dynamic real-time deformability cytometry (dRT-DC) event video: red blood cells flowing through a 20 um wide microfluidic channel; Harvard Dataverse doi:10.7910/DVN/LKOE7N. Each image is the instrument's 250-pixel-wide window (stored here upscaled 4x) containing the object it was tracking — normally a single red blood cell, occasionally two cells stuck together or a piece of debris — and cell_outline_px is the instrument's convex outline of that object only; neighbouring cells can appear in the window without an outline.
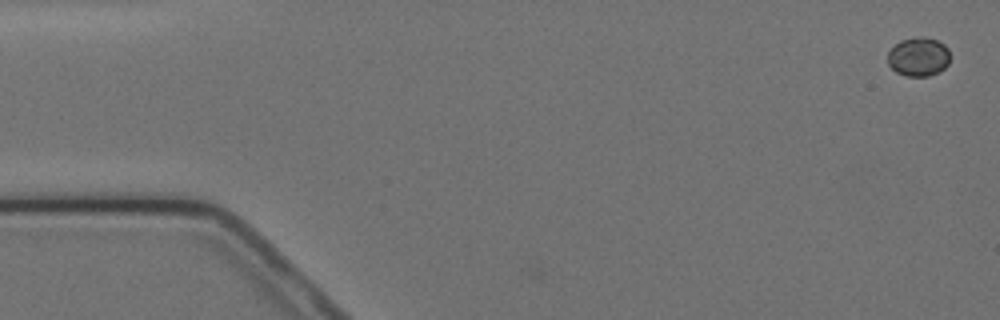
{"species": "Egyptian fruit bat (a non-hibernating species)", "species_latin": "Rousettus aegyptiacus", "temperature_condition": "cold", "stored_images_in_passage": 5, "camera_frame_rate_fps": 3000, "um_per_image_px": 0.085, "animal": {"sex": "female"}, "frame": {"image": 1, "passage_image": 1, "time_ms": 0.0, "image_size_px": [1000, 320], "cell_outline_px": [[948, 64], [940, 72], [928, 76], [904, 76], [896, 72], [888, 64], [888, 52], [900, 40], [924, 36], [936, 40], [944, 44], [948, 48]], "centroid_in_image_um": [78.07, 4.84], "position_along_channel_um": 6.9, "area_um2": 14.1}}